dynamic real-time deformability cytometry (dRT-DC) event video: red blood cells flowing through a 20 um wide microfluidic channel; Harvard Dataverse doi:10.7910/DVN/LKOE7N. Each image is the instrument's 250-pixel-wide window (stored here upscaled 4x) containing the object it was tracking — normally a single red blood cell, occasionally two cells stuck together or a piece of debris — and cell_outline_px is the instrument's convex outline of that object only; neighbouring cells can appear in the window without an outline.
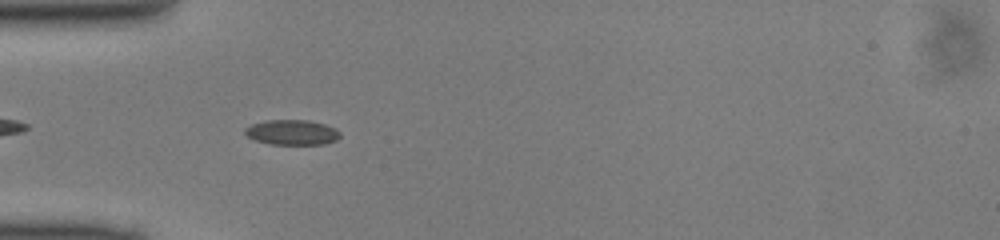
{"species": "common noctule bat (a hibernating species)", "species_latin": "Nyctalus noctula", "temperature_condition": "cold", "stored_images_in_passage": 38, "camera_frame_rate_fps": 3000, "um_per_image_px": 0.085, "animal": {"sex": "male", "body_mass_g": 13.0, "forearm_length_mm": 53.1}, "frame": {"image": 1, "passage_image": 4, "time_ms": 1.0, "image_size_px": [1000, 240], "cell_outline_px": [[340, 136], [336, 140], [324, 144], [272, 144], [256, 140], [248, 136], [244, 132], [244, 128], [252, 124], [264, 120], [308, 120], [324, 124], [336, 128], [340, 132]], "centroid_in_image_um": [24.83, 11.24], "position_along_channel_um": 60.2, "area_um2": 13.87}}
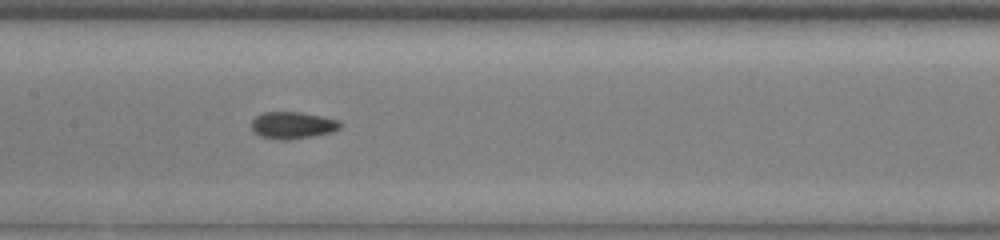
{"frame": {"image": 2, "passage_image": 13, "time_ms": 4.0, "image_size_px": [1000, 240], "cell_outline_px": [[340, 128], [332, 132], [312, 136], [284, 140], [280, 140], [260, 136], [252, 128], [252, 120], [256, 116], [264, 112], [300, 112], [340, 120]], "centroid_in_image_um": [24.88, 10.64], "position_along_channel_um": 182.5, "area_um2": 13.76}}
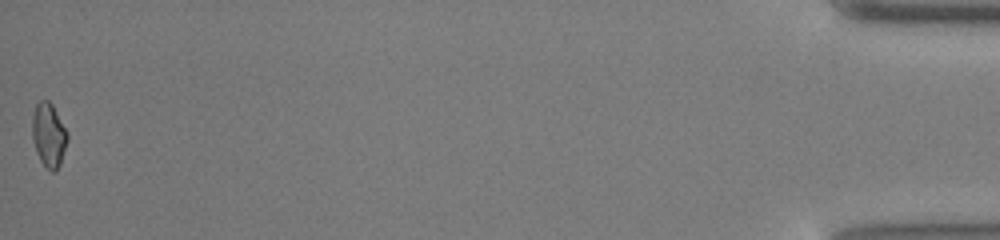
{"frame": {"image": 3, "passage_image": 38, "time_ms": 12.333, "image_size_px": [1000, 240], "cell_outline_px": [[68, 140], [60, 164], [56, 172], [52, 172], [40, 160], [36, 152], [32, 136], [32, 116], [36, 104], [40, 100], [48, 100], [52, 104], [68, 132]], "centroid_in_image_um": [4.15, 11.47], "position_along_channel_um": 431.1, "area_um2": 13.18}}